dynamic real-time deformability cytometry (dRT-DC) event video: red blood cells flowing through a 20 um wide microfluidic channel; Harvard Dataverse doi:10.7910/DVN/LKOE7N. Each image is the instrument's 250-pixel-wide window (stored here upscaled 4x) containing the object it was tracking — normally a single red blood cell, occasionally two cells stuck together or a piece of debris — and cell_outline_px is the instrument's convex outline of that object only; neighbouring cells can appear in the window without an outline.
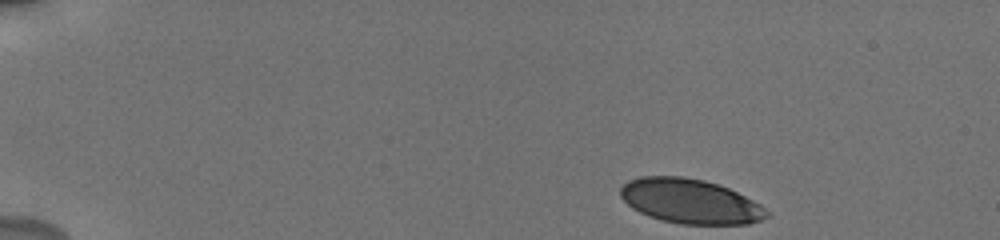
{"species": "human", "species_latin": "Homo sapiens", "temperature_condition": "cold", "stored_images_in_passage": 44, "camera_frame_rate_fps": 3000, "um_per_image_px": 0.085, "donor": {"sex": "male"}, "frame": {"image": 1, "passage_image": 1, "time_ms": 0.0, "image_size_px": [1000, 240], "cell_outline_px": [[768, 216], [760, 220], [748, 224], [680, 224], [660, 220], [648, 216], [632, 208], [620, 196], [620, 188], [628, 180], [640, 176], [684, 176], [704, 180], [728, 188], [760, 204], [768, 212]], "centroid_in_image_um": [58.63, 17.1], "position_along_channel_um": 26.4, "area_um2": 37.92}}
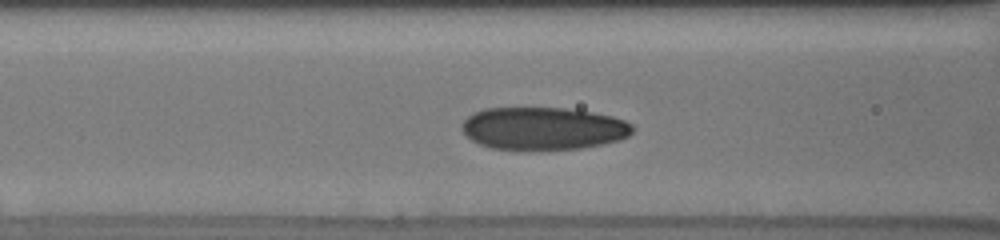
{"frame": {"image": 2, "passage_image": 17, "time_ms": 5.333, "image_size_px": [1000, 240], "cell_outline_px": [[636, 128], [628, 136], [620, 140], [580, 148], [492, 148], [480, 144], [472, 140], [464, 132], [464, 120], [472, 112], [484, 108], [564, 108], [592, 112], [612, 116], [624, 120], [632, 124]], "centroid_in_image_um": [46.21, 10.89], "position_along_channel_um": 120.4, "area_um2": 41.73}}
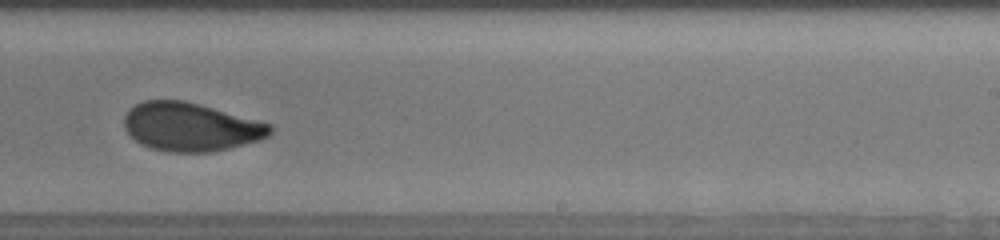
{"frame": {"image": 3, "passage_image": 29, "time_ms": 9.333, "image_size_px": [1000, 240], "cell_outline_px": [[272, 132], [268, 136], [260, 140], [228, 148], [208, 152], [168, 152], [152, 148], [140, 144], [124, 128], [124, 116], [136, 104], [144, 100], [184, 100], [200, 104], [272, 124]], "centroid_in_image_um": [16.21, 10.78], "position_along_channel_um": 272.8, "area_um2": 41.04}, "authors_computed_cell_mechanics": {"area_um2": 41.038, "velocity_mm_per_s": 3.8151, "shape_relaxation_time_tau1_ms": 4.5808, "shape_relaxation_time_tau2_ms": 1.4573, "deformation_change_tau1": 0.1564, "deformation_change_tau2": 0.0539}}